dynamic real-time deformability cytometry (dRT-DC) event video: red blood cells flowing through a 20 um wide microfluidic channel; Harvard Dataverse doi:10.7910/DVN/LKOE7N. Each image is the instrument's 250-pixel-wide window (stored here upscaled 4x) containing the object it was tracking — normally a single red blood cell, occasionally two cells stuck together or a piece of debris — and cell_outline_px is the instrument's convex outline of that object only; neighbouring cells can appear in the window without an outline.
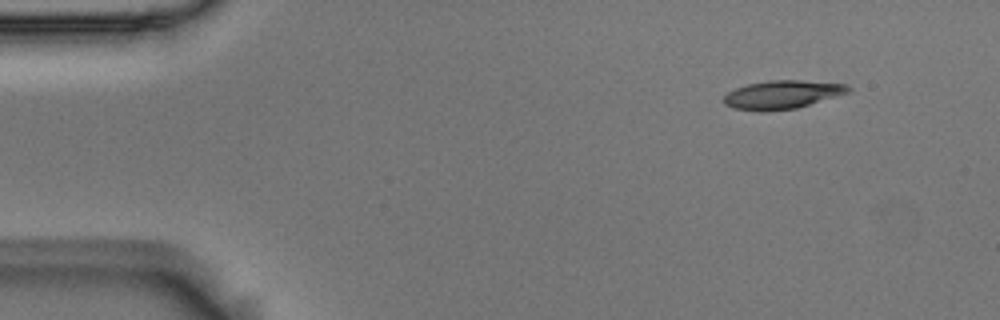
{"species": "Egyptian fruit bat (a non-hibernating species)", "species_latin": "Rousettus aegyptiacus", "temperature_condition": "room temperature", "stored_images_in_passage": 4, "camera_frame_rate_fps": 3000, "um_per_image_px": 0.085, "animal": {"sex": "male"}, "frame": {"image": 1, "passage_image": 1, "time_ms": 0.0, "image_size_px": [1000, 320], "cell_outline_px": [[852, 92], [796, 108], [764, 112], [760, 112], [732, 108], [724, 104], [724, 96], [728, 92], [736, 88], [748, 84], [768, 80], [800, 80], [848, 84], [852, 88]], "centroid_in_image_um": [66.52, 8.05], "position_along_channel_um": 18.5, "area_um2": 20.87}}
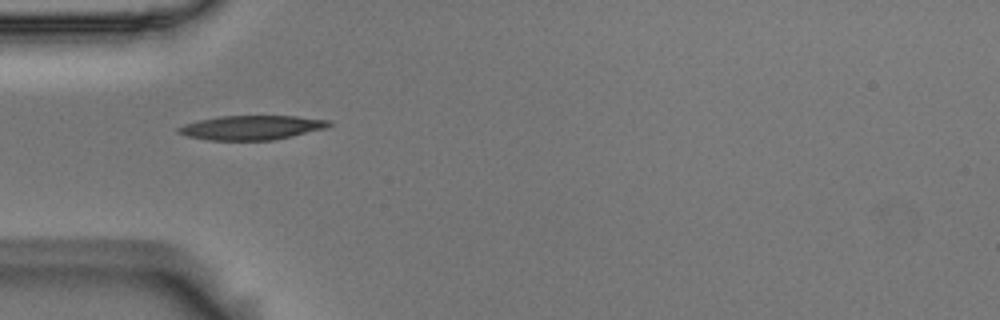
{"frame": {"image": 2, "passage_image": 4, "time_ms": 1.0, "image_size_px": [1000, 320], "cell_outline_px": [[332, 124], [328, 128], [292, 136], [272, 140], [208, 140], [188, 136], [176, 132], [176, 128], [184, 124], [200, 120], [220, 116], [296, 116], [328, 120]], "centroid_in_image_um": [21.39, 10.84], "position_along_channel_um": 63.6, "area_um2": 21.27}}